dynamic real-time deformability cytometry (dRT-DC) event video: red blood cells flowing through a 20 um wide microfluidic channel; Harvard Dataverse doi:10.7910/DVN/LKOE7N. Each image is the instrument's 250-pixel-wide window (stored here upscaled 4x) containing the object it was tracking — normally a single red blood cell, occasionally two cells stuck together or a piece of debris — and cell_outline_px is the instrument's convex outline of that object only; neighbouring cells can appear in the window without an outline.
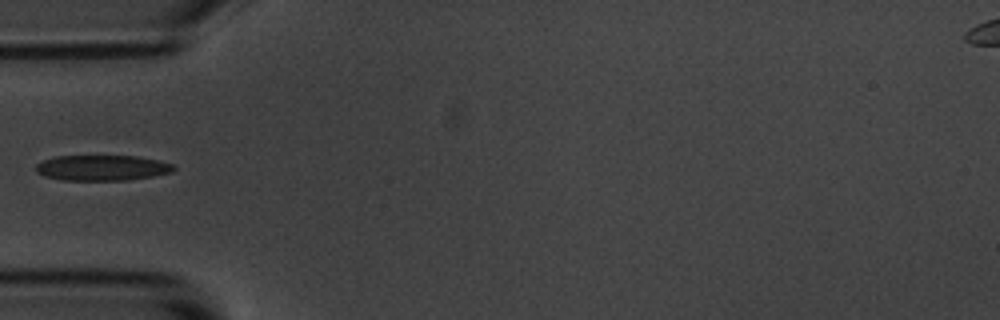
{"species": "common noctule bat (a hibernating species)", "species_latin": "Nyctalus noctula", "temperature_condition": "room temperature", "stored_images_in_passage": 2, "camera_frame_rate_fps": 3000, "um_per_image_px": 0.085, "animal": {"sex": "male", "body_mass_g": 20.1, "forearm_length_mm": 53.5}, "frame": {"image": 1, "passage_image": 1, "time_ms": 0.0, "image_size_px": [1000, 320], "cell_outline_px": [[176, 168], [172, 172], [152, 176], [128, 180], [64, 180], [44, 176], [36, 172], [36, 164], [44, 160], [56, 156], [136, 156], [156, 160], [172, 164]], "centroid_in_image_um": [8.66, 14.27], "position_along_channel_um": 76.3, "area_um2": 20.35}}